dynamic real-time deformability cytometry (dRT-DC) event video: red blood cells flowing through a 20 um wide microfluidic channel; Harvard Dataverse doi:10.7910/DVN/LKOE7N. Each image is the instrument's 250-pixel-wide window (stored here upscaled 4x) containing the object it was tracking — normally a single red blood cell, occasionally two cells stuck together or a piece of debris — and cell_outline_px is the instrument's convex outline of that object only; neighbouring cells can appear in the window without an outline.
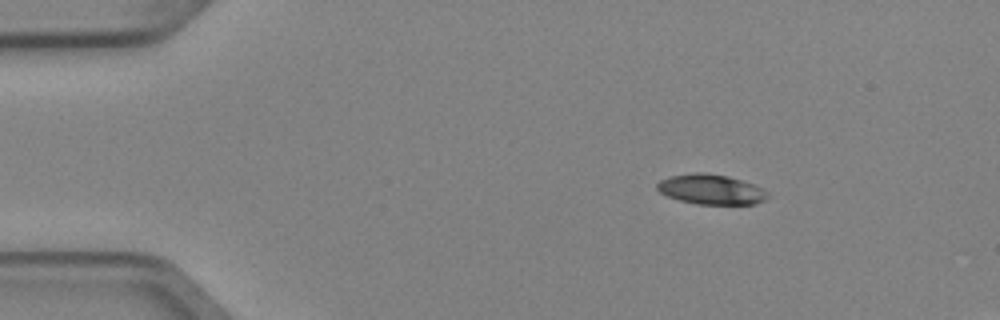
{"species": "Egyptian fruit bat (a non-hibernating species)", "species_latin": "Rousettus aegyptiacus", "temperature_condition": "cold", "stored_images_in_passage": 4, "segment_of_instrument_passage": [1, 2], "camera_frame_rate_fps": 3000, "um_per_image_px": 0.085, "animal": {"sex": "female"}, "frame": {"image": 1, "passage_image": 1, "time_ms": 0.0, "image_size_px": [1000, 320], "cell_outline_px": [[768, 196], [764, 200], [756, 204], [696, 204], [680, 200], [668, 196], [660, 192], [656, 188], [656, 184], [660, 180], [672, 176], [696, 172], [704, 172], [728, 176], [764, 188]], "centroid_in_image_um": [60.43, 16.1], "position_along_channel_um": 24.6, "area_um2": 19.19}}